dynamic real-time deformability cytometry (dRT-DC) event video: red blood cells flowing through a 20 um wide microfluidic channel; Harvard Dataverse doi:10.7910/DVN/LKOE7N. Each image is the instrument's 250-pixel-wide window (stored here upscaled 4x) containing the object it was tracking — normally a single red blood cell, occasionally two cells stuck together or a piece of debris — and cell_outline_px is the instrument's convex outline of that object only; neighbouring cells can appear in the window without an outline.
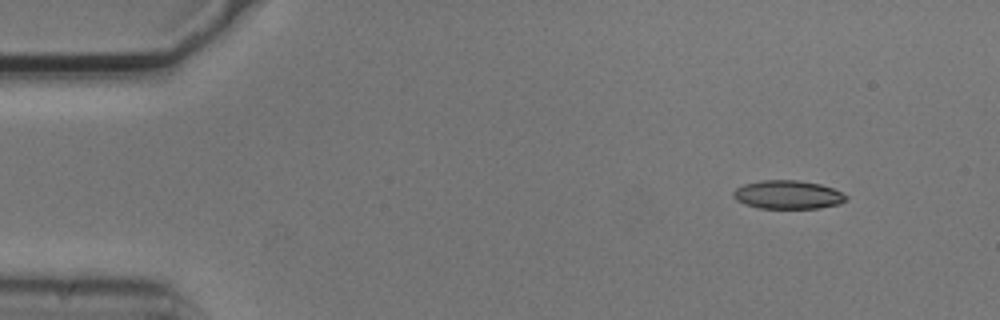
{"species": "common noctule bat (a hibernating species)", "species_latin": "Nyctalus noctula", "temperature_condition": "cold", "stored_images_in_passage": 3, "camera_frame_rate_fps": 3000, "um_per_image_px": 0.085, "animal": {"sex": "male", "body_mass_g": 20.5, "forearm_length_mm": 52.5}, "frame": {"image": 1, "passage_image": 1, "time_ms": 0.0, "image_size_px": [1000, 320], "cell_outline_px": [[848, 200], [840, 204], [820, 208], [760, 208], [744, 204], [736, 200], [732, 196], [732, 192], [736, 188], [744, 184], [760, 180], [796, 180], [820, 184], [832, 188], [848, 196]], "centroid_in_image_um": [66.96, 16.55], "position_along_channel_um": 18.0, "area_um2": 18.84}}
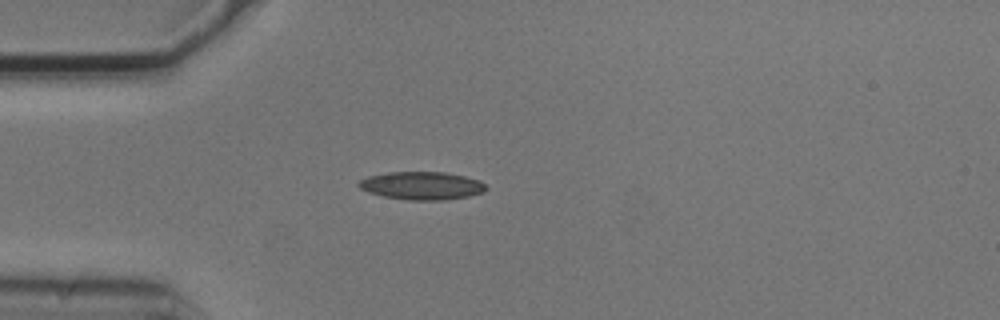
{"frame": {"image": 2, "passage_image": 3, "time_ms": 0.667, "image_size_px": [1000, 320], "cell_outline_px": [[488, 188], [484, 192], [468, 196], [444, 200], [408, 200], [384, 196], [368, 192], [360, 188], [356, 184], [360, 180], [368, 176], [388, 172], [448, 172], [480, 180]], "centroid_in_image_um": [35.86, 15.78], "position_along_channel_um": 49.1, "area_um2": 20.81}}